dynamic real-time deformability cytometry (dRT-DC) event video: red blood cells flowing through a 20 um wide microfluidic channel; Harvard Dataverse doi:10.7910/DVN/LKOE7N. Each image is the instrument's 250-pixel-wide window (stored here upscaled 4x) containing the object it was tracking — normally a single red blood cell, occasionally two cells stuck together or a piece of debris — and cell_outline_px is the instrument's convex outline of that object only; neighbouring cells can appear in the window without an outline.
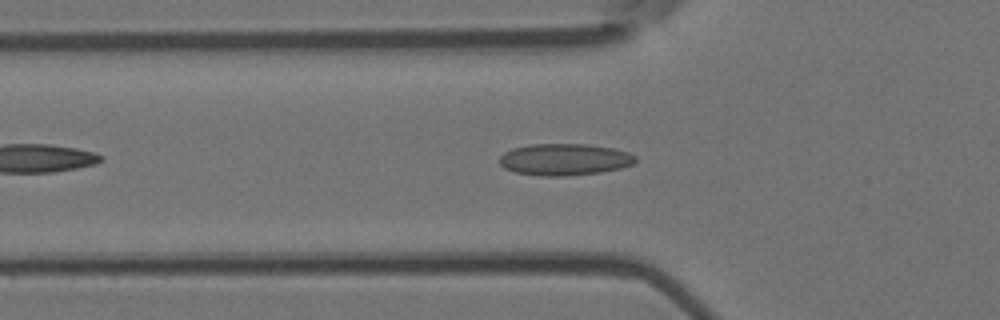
{"species": "Egyptian fruit bat (a non-hibernating species)", "species_latin": "Rousettus aegyptiacus", "temperature_condition": "room temperature", "stored_images_in_passage": 45, "camera_frame_rate_fps": 3000, "um_per_image_px": 0.085, "animal": {"sex": "female"}, "frame": {"image": 1, "passage_image": 9, "time_ms": 2.667, "image_size_px": [1000, 320], "cell_outline_px": [[636, 160], [632, 164], [620, 168], [600, 172], [564, 176], [540, 176], [516, 172], [504, 168], [500, 164], [500, 156], [504, 152], [512, 148], [532, 144], [588, 144], [612, 148], [628, 152], [636, 156]], "centroid_in_image_um": [47.97, 13.55], "position_along_channel_um": 77.8, "area_um2": 25.09}}
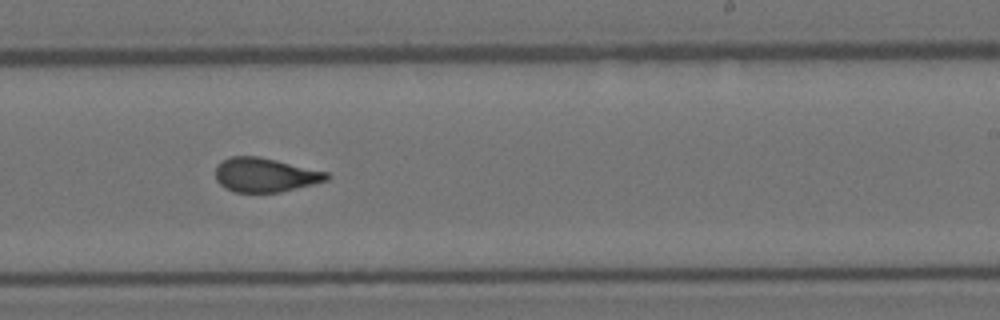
{"frame": {"image": 2, "passage_image": 24, "time_ms": 7.667, "image_size_px": [1000, 320], "cell_outline_px": [[332, 176], [328, 180], [280, 192], [236, 192], [224, 188], [216, 180], [216, 164], [220, 160], [232, 156], [260, 156], [328, 172]], "centroid_in_image_um": [22.52, 14.86], "position_along_channel_um": 266.5, "area_um2": 22.25}}
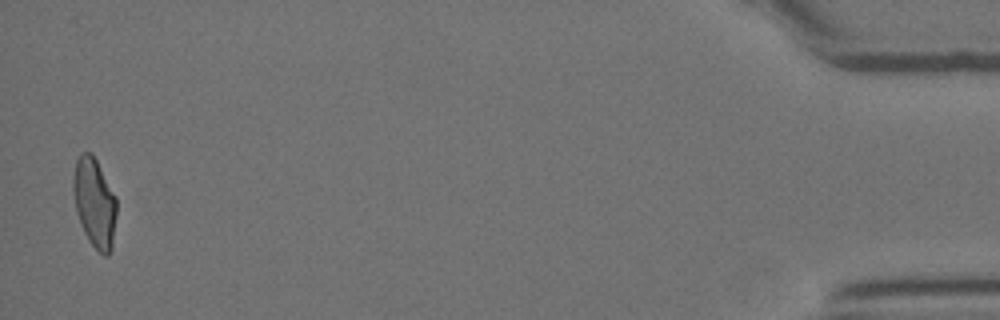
{"frame": {"image": 3, "passage_image": 44, "time_ms": 14.333, "image_size_px": [1000, 320], "cell_outline_px": [[116, 216], [112, 248], [108, 256], [104, 256], [88, 240], [80, 224], [76, 212], [72, 188], [72, 180], [76, 160], [80, 152], [92, 152], [116, 196]], "centroid_in_image_um": [8.02, 17.21], "position_along_channel_um": 427.2, "area_um2": 22.77}, "authors_computed_cell_mechanics": {"area_um2": 22.5998, "velocity_mm_per_s": 3.7634, "shape_relaxation_time_tau1_ms": 8.9075, "shape_relaxation_time_tau2_ms": 1.1554, "deformation_change_tau1": 0.2064, "deformation_change_tau2": 0.0739}}